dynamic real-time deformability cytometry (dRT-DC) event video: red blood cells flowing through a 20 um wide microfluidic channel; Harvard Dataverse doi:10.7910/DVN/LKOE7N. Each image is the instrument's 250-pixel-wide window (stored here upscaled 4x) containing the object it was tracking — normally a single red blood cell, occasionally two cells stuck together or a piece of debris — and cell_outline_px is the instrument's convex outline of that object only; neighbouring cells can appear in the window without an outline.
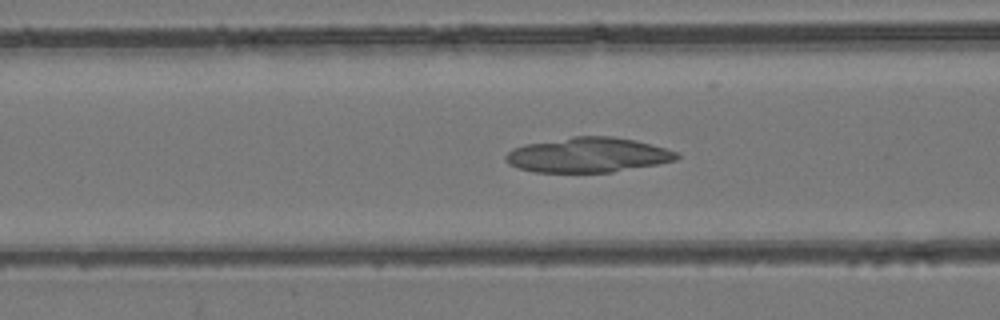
{"species": "common noctule bat (a hibernating species)", "species_latin": "Nyctalus noctula", "temperature_condition": "room temperature", "stored_images_in_passage": 53, "camera_frame_rate_fps": 3000, "um_per_image_px": 0.085, "animal": {"sex": "female", "body_mass_g": 24.6, "forearm_length_mm": 56.2}, "frame": {"image": 1, "passage_image": 20, "time_ms": 6.333, "image_size_px": [1000, 320], "cell_outline_px": [[680, 156], [676, 160], [660, 164], [612, 172], [536, 172], [520, 168], [508, 164], [504, 160], [504, 156], [512, 148], [524, 144], [572, 136], [612, 136], [636, 140], [680, 152]], "centroid_in_image_um": [49.99, 13.16], "position_along_channel_um": 116.6, "area_um2": 35.08}}
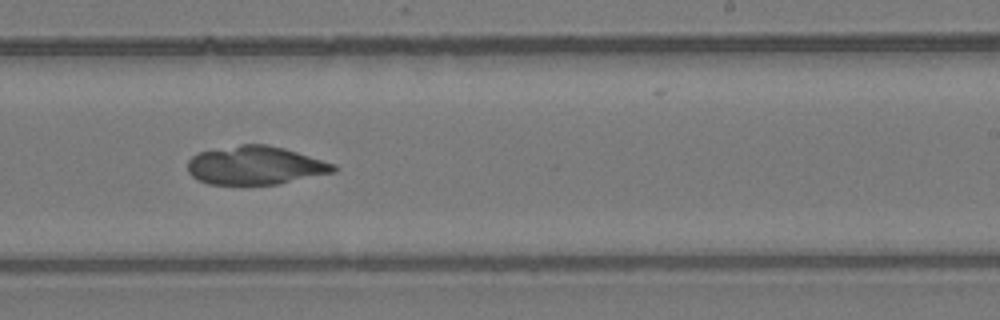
{"frame": {"image": 2, "passage_image": 32, "time_ms": 10.333, "image_size_px": [1000, 320], "cell_outline_px": [[340, 168], [336, 172], [276, 184], [208, 184], [196, 180], [188, 172], [188, 160], [192, 156], [200, 152], [240, 144], [264, 144], [284, 148], [336, 164]], "centroid_in_image_um": [21.72, 14.06], "position_along_channel_um": 267.3, "area_um2": 32.71}}
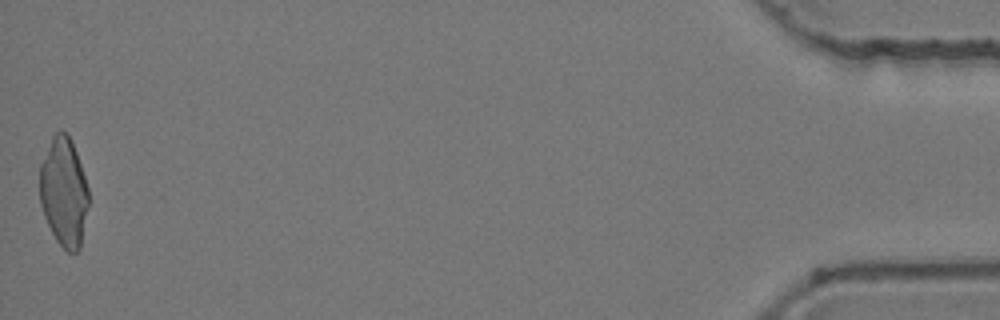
{"frame": {"image": 3, "passage_image": 53, "time_ms": 17.333, "image_size_px": [1000, 320], "cell_outline_px": [[88, 204], [80, 248], [76, 252], [68, 252], [56, 240], [44, 216], [40, 204], [40, 164], [52, 136], [60, 128], [68, 136], [76, 152], [88, 188]], "centroid_in_image_um": [5.41, 16.32], "position_along_channel_um": 429.8, "area_um2": 30.69}}